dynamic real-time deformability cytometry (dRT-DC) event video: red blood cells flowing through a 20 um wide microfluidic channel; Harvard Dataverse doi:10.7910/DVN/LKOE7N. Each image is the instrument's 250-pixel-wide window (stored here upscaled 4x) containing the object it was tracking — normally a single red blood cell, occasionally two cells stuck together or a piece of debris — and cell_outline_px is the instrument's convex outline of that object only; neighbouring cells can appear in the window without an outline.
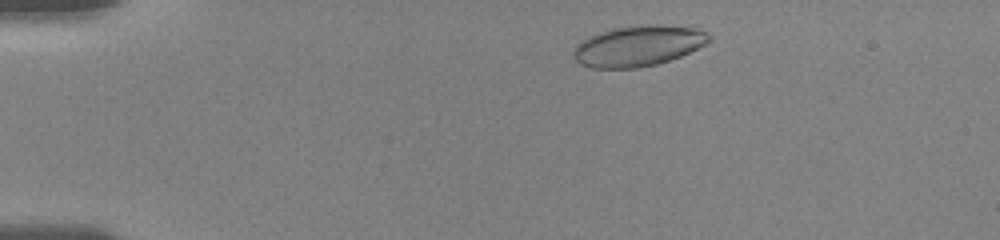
{"species": "human", "species_latin": "Homo sapiens", "temperature_condition": "room temperature", "stored_images_in_passage": 14, "camera_frame_rate_fps": 3000, "um_per_image_px": 0.085, "donor": {"sex": "female"}, "frame": {"image": 1, "passage_image": 3, "time_ms": 1.0, "image_size_px": [1000, 240], "cell_outline_px": [[712, 40], [680, 56], [656, 64], [636, 68], [592, 68], [580, 64], [572, 56], [572, 52], [576, 44], [580, 40], [588, 36], [612, 28], [640, 24], [648, 24], [692, 28], [704, 32], [712, 36]], "centroid_in_image_um": [54.16, 3.9], "position_along_channel_um": 30.8, "area_um2": 32.02}}
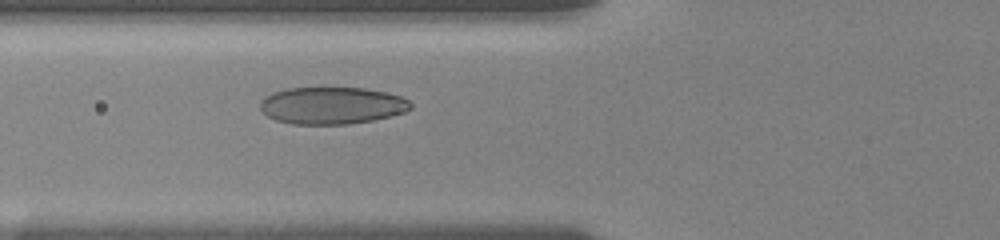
{"frame": {"image": 2, "passage_image": 14, "time_ms": 4.667, "image_size_px": [1000, 240], "cell_outline_px": [[412, 108], [404, 112], [392, 116], [372, 120], [348, 124], [292, 124], [276, 120], [268, 116], [260, 108], [260, 100], [264, 96], [272, 92], [288, 88], [364, 88], [388, 92], [400, 96], [408, 100], [412, 104]], "centroid_in_image_um": [28.21, 8.96], "position_along_channel_um": 97.6, "area_um2": 32.66}}